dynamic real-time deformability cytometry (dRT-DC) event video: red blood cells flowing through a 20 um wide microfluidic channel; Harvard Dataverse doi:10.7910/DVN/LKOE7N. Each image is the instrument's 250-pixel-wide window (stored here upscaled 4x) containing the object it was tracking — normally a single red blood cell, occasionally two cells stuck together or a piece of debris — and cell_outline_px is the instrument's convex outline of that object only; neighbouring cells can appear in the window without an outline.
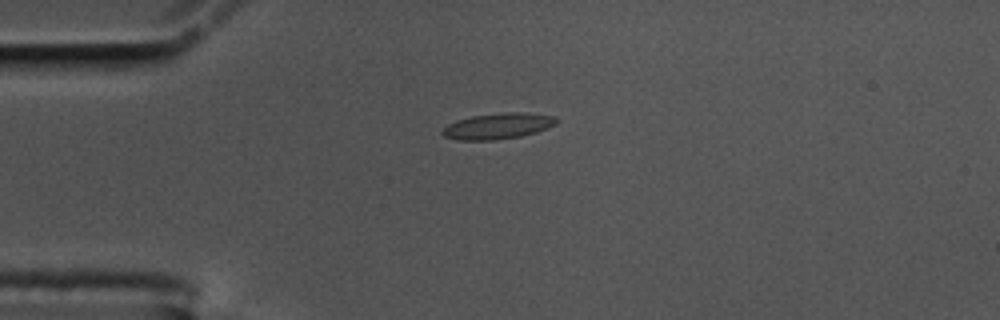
{"species": "common noctule bat (a hibernating species)", "species_latin": "Nyctalus noctula", "temperature_condition": "cold", "stored_images_in_passage": 44, "camera_frame_rate_fps": 3000, "um_per_image_px": 0.085, "animal": {"sex": "male", "body_mass_g": 17.5, "forearm_length_mm": 52.3}, "frame": {"image": 1, "passage_image": 1, "time_ms": 0.0, "image_size_px": [1000, 320], "cell_outline_px": [[560, 120], [556, 124], [548, 128], [536, 132], [520, 136], [492, 140], [456, 140], [444, 136], [440, 132], [448, 124], [456, 120], [472, 116], [508, 112], [520, 112], [556, 116]], "centroid_in_image_um": [42.33, 10.71], "position_along_channel_um": 42.7, "area_um2": 17.22}}
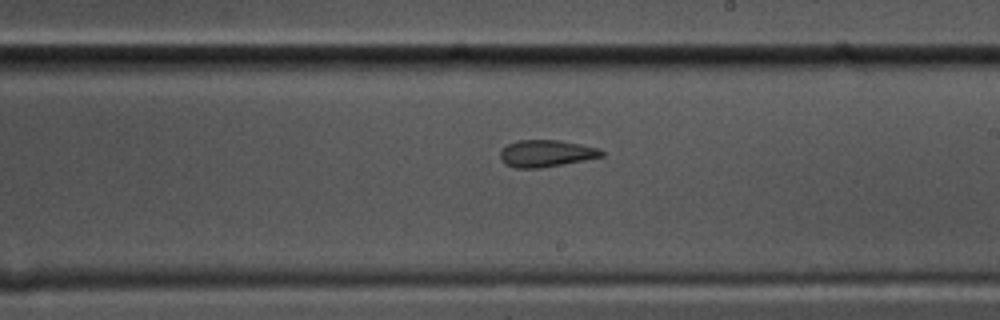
{"frame": {"image": 2, "passage_image": 20, "time_ms": 6.333, "image_size_px": [1000, 320], "cell_outline_px": [[604, 156], [564, 164], [540, 168], [516, 168], [504, 164], [500, 160], [500, 152], [508, 144], [520, 140], [560, 140], [600, 148], [604, 152]], "centroid_in_image_um": [46.43, 13.04], "position_along_channel_um": 242.6, "area_um2": 15.95}}
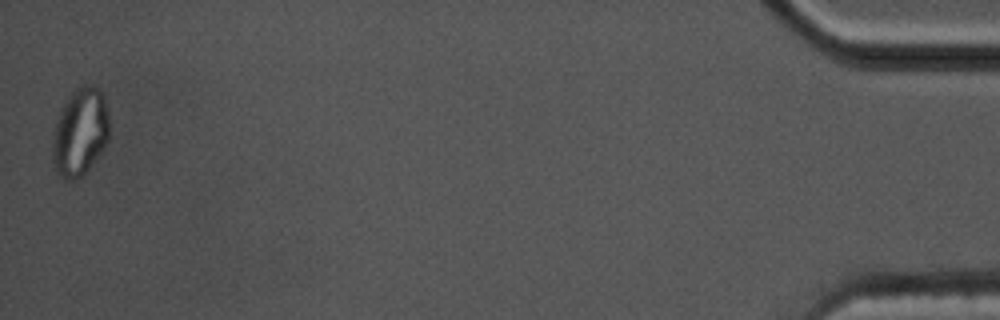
{"frame": {"image": 3, "passage_image": 44, "time_ms": 14.333, "image_size_px": [1000, 320], "cell_outline_px": [[108, 140], [104, 148], [84, 176], [72, 180], [60, 176], [56, 172], [52, 160], [52, 144], [56, 120], [60, 108], [72, 92], [80, 84], [88, 84], [100, 88], [104, 92], [108, 112]], "centroid_in_image_um": [6.81, 11.2], "position_along_channel_um": 428.4, "area_um2": 29.54}, "authors_computed_cell_mechanics": {"area_um2": 16.3574, "velocity_mm_per_s": 3.4861, "shape_relaxation_time_tau1_ms": null, "shape_relaxation_time_tau2_ms": 2.0002, "deformation_change_tau1": null, "deformation_change_tau2": 0.0844}}